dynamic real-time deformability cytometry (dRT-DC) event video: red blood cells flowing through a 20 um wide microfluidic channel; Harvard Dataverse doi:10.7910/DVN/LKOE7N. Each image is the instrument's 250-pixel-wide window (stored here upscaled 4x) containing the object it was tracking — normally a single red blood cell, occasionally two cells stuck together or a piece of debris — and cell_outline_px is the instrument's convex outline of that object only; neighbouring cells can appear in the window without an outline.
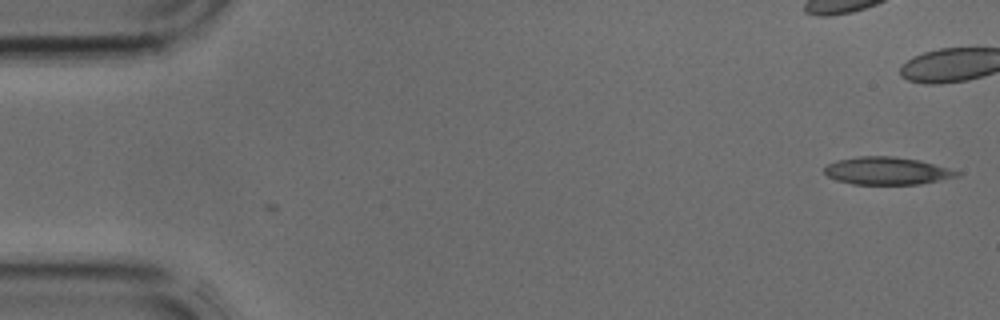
{"species": "common noctule bat (a hibernating species)", "species_latin": "Nyctalus noctula", "temperature_condition": "cold", "stored_images_in_passage": 4, "camera_frame_rate_fps": 3000, "um_per_image_px": 0.085, "animal": {"sex": "male", "body_mass_g": 17.9, "forearm_length_mm": 54.2}, "frame": {"image": 1, "passage_image": 1, "time_ms": 0.0, "image_size_px": [1000, 320], "cell_outline_px": [[960, 176], [920, 184], [852, 184], [836, 180], [828, 176], [824, 172], [824, 168], [828, 164], [836, 160], [860, 156], [892, 156], [920, 160], [948, 168], [960, 172]], "centroid_in_image_um": [75.38, 14.52], "position_along_channel_um": 9.6, "area_um2": 21.27}}